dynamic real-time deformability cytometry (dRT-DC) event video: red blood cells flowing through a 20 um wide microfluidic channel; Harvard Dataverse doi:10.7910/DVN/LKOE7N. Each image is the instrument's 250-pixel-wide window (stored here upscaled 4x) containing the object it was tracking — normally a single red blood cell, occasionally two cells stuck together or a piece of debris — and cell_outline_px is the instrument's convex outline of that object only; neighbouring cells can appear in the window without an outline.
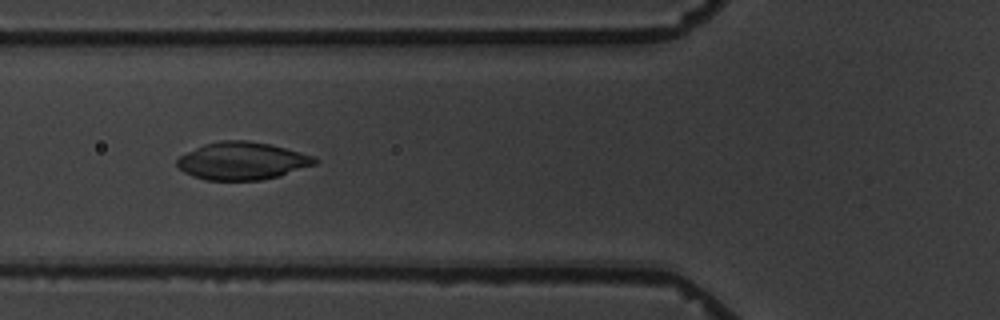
{"species": "common noctule bat (a hibernating species)", "species_latin": "Nyctalus noctula", "temperature_condition": "warm", "stored_images_in_passage": 7, "camera_frame_rate_fps": 3000, "um_per_image_px": 0.085, "animal": {"sex": "male", "body_mass_g": 19.5, "forearm_length_mm": 54.6}, "frame": {"image": 1, "passage_image": 6, "time_ms": 5.667, "image_size_px": [1000, 320], "cell_outline_px": [[320, 160], [316, 164], [280, 176], [260, 180], [204, 180], [192, 176], [184, 172], [176, 164], [176, 160], [180, 156], [204, 144], [220, 140], [248, 140], [272, 144], [316, 156]], "centroid_in_image_um": [20.63, 13.67], "position_along_channel_um": 105.2, "area_um2": 30.46}}
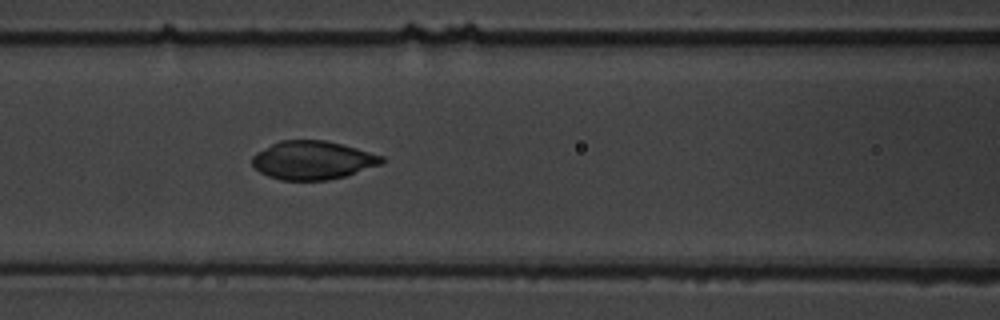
{"frame": {"image": 2, "passage_image": 7, "time_ms": 6.667, "image_size_px": [1000, 320], "cell_outline_px": [[384, 160], [380, 164], [344, 176], [328, 180], [280, 180], [268, 176], [260, 172], [252, 164], [252, 156], [256, 152], [280, 140], [324, 140], [356, 148], [384, 156]], "centroid_in_image_um": [26.54, 13.62], "position_along_channel_um": 140.1, "area_um2": 28.78}}